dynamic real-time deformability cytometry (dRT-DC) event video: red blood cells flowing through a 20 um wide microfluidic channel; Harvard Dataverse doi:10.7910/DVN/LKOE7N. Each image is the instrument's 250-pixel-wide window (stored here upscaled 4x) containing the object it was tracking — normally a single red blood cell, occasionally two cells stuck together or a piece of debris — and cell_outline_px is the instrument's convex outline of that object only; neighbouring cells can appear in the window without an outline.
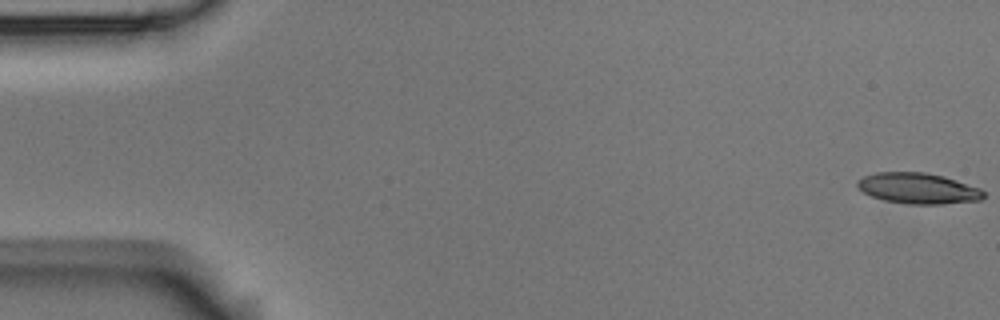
{"species": "Egyptian fruit bat (a non-hibernating species)", "species_latin": "Rousettus aegyptiacus", "temperature_condition": "room temperature", "stored_images_in_passage": 6, "camera_frame_rate_fps": 3000, "um_per_image_px": 0.085, "animal": {"sex": "male"}, "frame": {"image": 1, "passage_image": 1, "time_ms": 0.0, "image_size_px": [1000, 320], "cell_outline_px": [[984, 196], [980, 200], [944, 204], [912, 204], [884, 200], [872, 196], [864, 192], [856, 184], [856, 180], [864, 176], [876, 172], [924, 172], [944, 176], [980, 188], [984, 192]], "centroid_in_image_um": [78.04, 16.0], "position_along_channel_um": 7.0, "area_um2": 22.54}}